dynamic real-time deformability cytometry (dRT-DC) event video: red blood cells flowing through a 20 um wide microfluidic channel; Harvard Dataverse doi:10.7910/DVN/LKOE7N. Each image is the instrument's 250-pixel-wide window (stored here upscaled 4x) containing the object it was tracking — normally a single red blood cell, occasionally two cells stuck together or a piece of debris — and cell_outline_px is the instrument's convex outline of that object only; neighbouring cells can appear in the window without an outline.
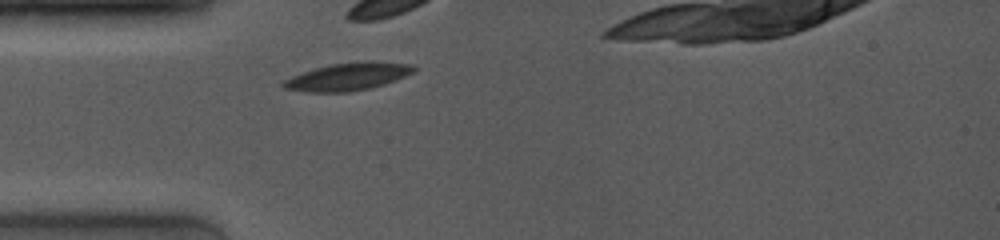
{"species": "common noctule bat (a hibernating species)", "species_latin": "Nyctalus noctula", "temperature_condition": "room temperature", "stored_images_in_passage": 37, "camera_frame_rate_fps": 4000, "um_per_image_px": 0.085, "animal": {"sex": "female", "body_mass_g": 19.0, "forearm_length_mm": 53.3}, "frame": {"image": 1, "passage_image": 1, "time_ms": 0.0, "image_size_px": [1000, 240], "cell_outline_px": [[416, 68], [412, 72], [396, 80], [384, 84], [368, 88], [348, 92], [308, 92], [284, 88], [280, 84], [284, 80], [292, 76], [316, 68], [332, 64], [368, 60], [412, 64]], "centroid_in_image_um": [29.58, 6.51], "position_along_channel_um": 55.4, "area_um2": 20.81}}